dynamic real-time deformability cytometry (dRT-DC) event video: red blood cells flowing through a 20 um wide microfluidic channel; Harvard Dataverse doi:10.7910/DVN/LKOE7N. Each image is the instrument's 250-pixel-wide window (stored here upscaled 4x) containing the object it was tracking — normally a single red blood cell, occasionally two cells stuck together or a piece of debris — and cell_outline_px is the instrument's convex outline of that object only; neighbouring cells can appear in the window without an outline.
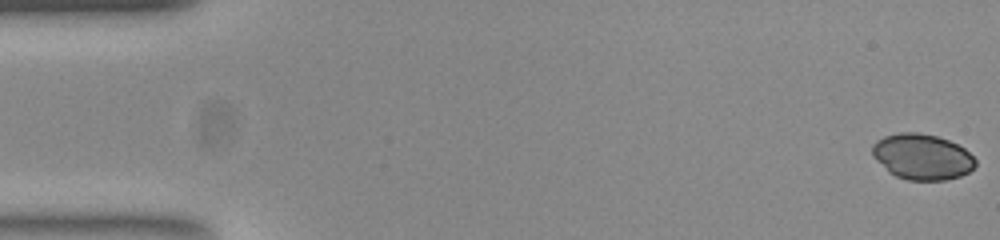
{"species": "common noctule bat (a hibernating species)", "species_latin": "Nyctalus noctula", "temperature_condition": "room temperature", "stored_images_in_passage": 52, "camera_frame_rate_fps": 3000, "um_per_image_px": 0.085, "animal": {"sex": "female", "body_mass_g": 23.0, "forearm_length_mm": 53.4}, "frame": {"image": 1, "passage_image": 1, "time_ms": 0.0, "image_size_px": [1000, 240], "cell_outline_px": [[976, 164], [968, 172], [960, 176], [944, 180], [908, 180], [896, 176], [888, 172], [876, 160], [872, 152], [872, 144], [876, 140], [884, 136], [900, 132], [916, 132], [936, 136], [948, 140], [964, 148], [976, 160]], "centroid_in_image_um": [78.35, 13.32], "position_along_channel_um": 6.6, "area_um2": 27.4}}
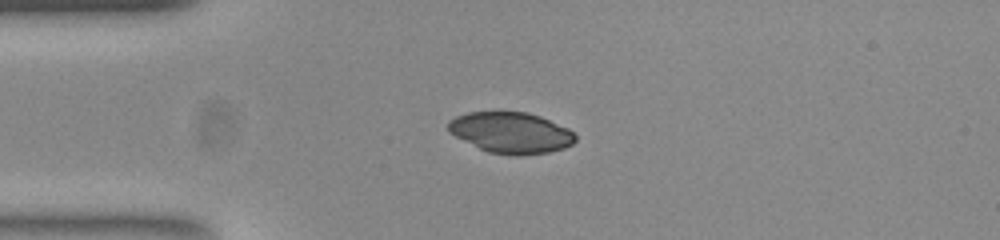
{"frame": {"image": 2, "passage_image": 13, "time_ms": 4.0, "image_size_px": [1000, 240], "cell_outline_px": [[576, 140], [572, 144], [564, 148], [548, 152], [520, 156], [516, 156], [488, 152], [448, 132], [448, 120], [456, 116], [468, 112], [528, 112], [540, 116], [568, 128], [576, 136]], "centroid_in_image_um": [43.43, 11.28], "position_along_channel_um": 41.6, "area_um2": 30.29}}
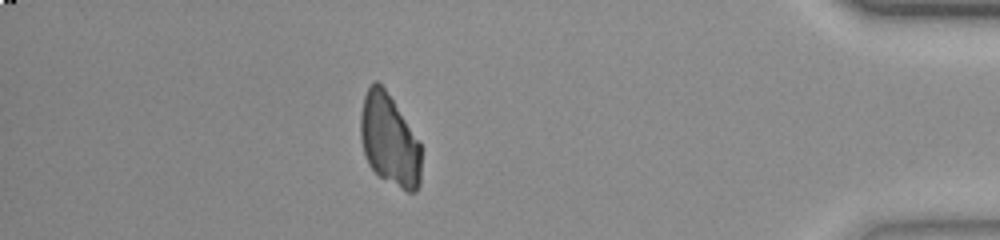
{"frame": {"image": 3, "passage_image": 46, "time_ms": 15.0, "image_size_px": [1000, 240], "cell_outline_px": [[420, 184], [416, 192], [408, 192], [380, 176], [368, 164], [360, 140], [360, 116], [364, 96], [368, 88], [376, 80], [384, 88], [392, 100], [420, 144]], "centroid_in_image_um": [33.07, 11.93], "position_along_channel_um": 402.1, "area_um2": 31.73}}